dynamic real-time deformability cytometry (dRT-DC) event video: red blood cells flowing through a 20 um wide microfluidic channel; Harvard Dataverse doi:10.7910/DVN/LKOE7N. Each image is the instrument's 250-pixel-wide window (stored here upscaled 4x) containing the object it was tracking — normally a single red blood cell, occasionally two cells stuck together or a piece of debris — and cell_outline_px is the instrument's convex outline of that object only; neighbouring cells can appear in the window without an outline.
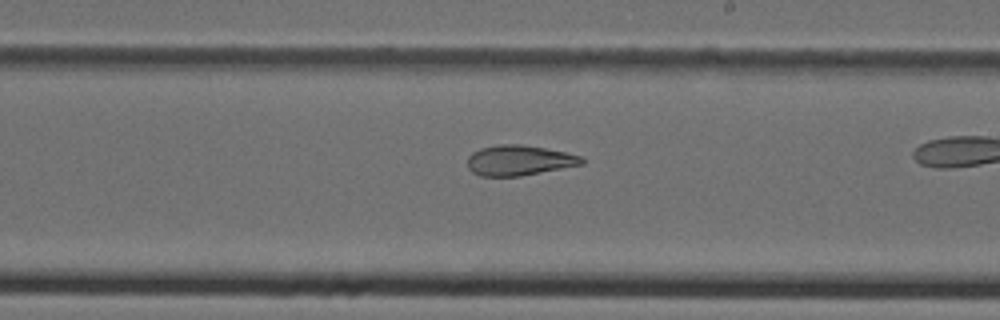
{"species": "Egyptian fruit bat (a non-hibernating species)", "species_latin": "Rousettus aegyptiacus", "temperature_condition": "cold", "stored_images_in_passage": 21, "camera_frame_rate_fps": 3000, "um_per_image_px": 0.085, "animal": {"sex": "female"}, "frame": {"image": 1, "passage_image": 12, "time_ms": 3.667, "image_size_px": [1000, 320], "cell_outline_px": [[584, 164], [520, 176], [480, 176], [472, 172], [468, 168], [468, 156], [472, 152], [480, 148], [496, 144], [520, 144], [544, 148], [564, 152], [580, 156], [584, 160]], "centroid_in_image_um": [44.08, 13.63], "position_along_channel_um": 244.9, "area_um2": 20.11}}
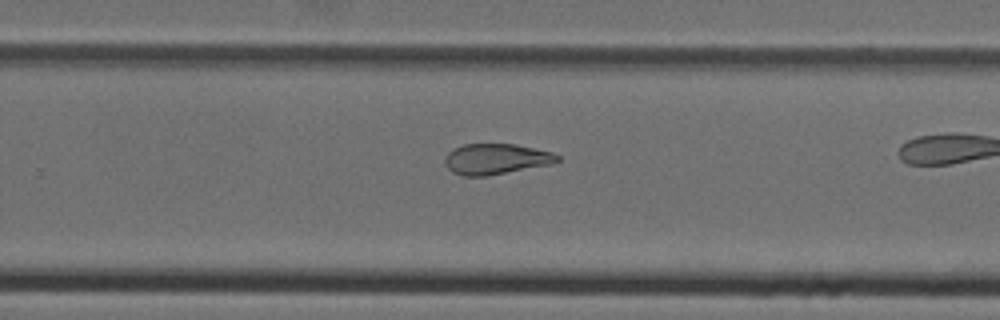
{"frame": {"image": 2, "passage_image": 15, "time_ms": 4.667, "image_size_px": [1000, 320], "cell_outline_px": [[560, 160], [552, 164], [488, 176], [464, 176], [452, 172], [448, 168], [444, 160], [444, 156], [448, 152], [464, 144], [516, 144], [552, 152], [560, 156]], "centroid_in_image_um": [42.17, 13.52], "position_along_channel_um": 287.6, "area_um2": 20.17}}
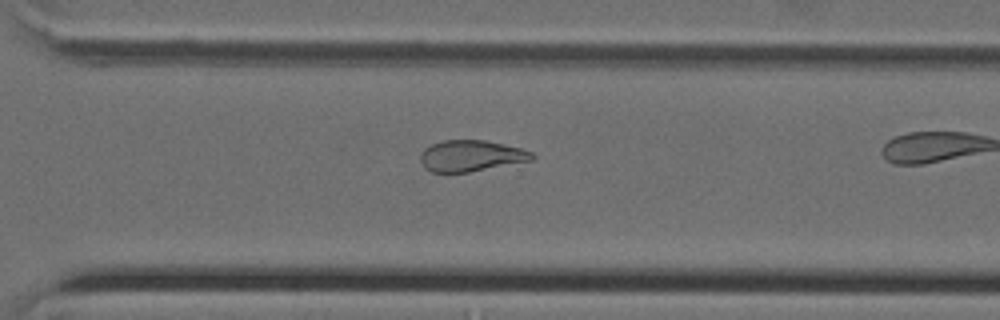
{"frame": {"image": 3, "passage_image": 18, "time_ms": 5.667, "image_size_px": [1000, 320], "cell_outline_px": [[536, 156], [532, 160], [468, 172], [432, 172], [424, 168], [420, 160], [420, 156], [424, 148], [440, 140], [484, 140], [520, 148], [532, 152]], "centroid_in_image_um": [40.01, 13.24], "position_along_channel_um": 330.6, "area_um2": 20.17}}